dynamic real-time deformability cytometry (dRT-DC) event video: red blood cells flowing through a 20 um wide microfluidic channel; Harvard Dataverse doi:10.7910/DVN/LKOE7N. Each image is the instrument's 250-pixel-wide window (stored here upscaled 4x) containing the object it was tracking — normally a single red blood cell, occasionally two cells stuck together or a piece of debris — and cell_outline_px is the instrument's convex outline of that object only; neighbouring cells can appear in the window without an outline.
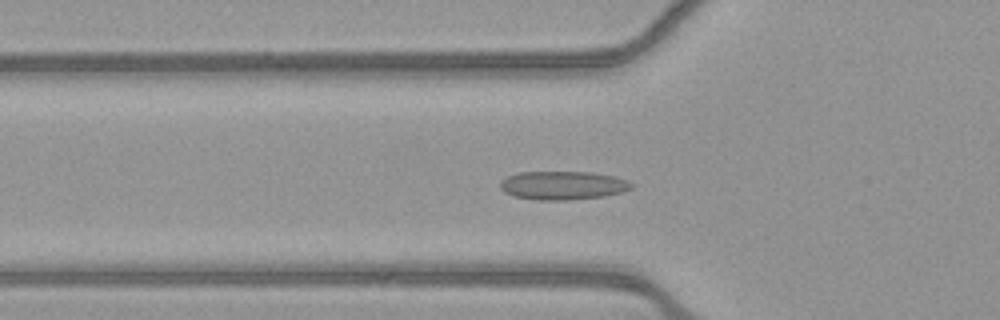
{"species": "common noctule bat (a hibernating species)", "species_latin": "Nyctalus noctula", "temperature_condition": "warm", "stored_images_in_passage": 52, "camera_frame_rate_fps": 3000, "um_per_image_px": 0.085, "animal": {"sex": "female", "body_mass_g": 21.9}, "frame": {"image": 1, "passage_image": 16, "time_ms": 5.0, "image_size_px": [1000, 320], "cell_outline_px": [[632, 188], [624, 192], [604, 196], [568, 200], [536, 200], [512, 196], [504, 192], [500, 188], [500, 180], [508, 176], [520, 172], [592, 172], [612, 176], [628, 180], [632, 184]], "centroid_in_image_um": [47.82, 15.76], "position_along_channel_um": 78.0, "area_um2": 21.96}}
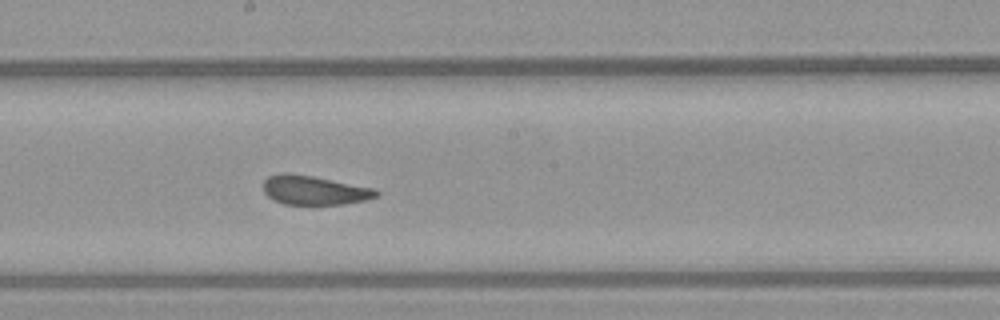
{"frame": {"image": 2, "passage_image": 27, "time_ms": 8.667, "image_size_px": [1000, 320], "cell_outline_px": [[380, 196], [364, 200], [344, 204], [284, 204], [268, 196], [264, 192], [264, 180], [268, 176], [280, 172], [288, 172], [312, 176], [376, 188], [380, 192]], "centroid_in_image_um": [26.74, 16.15], "position_along_channel_um": 221.5, "area_um2": 19.25}}
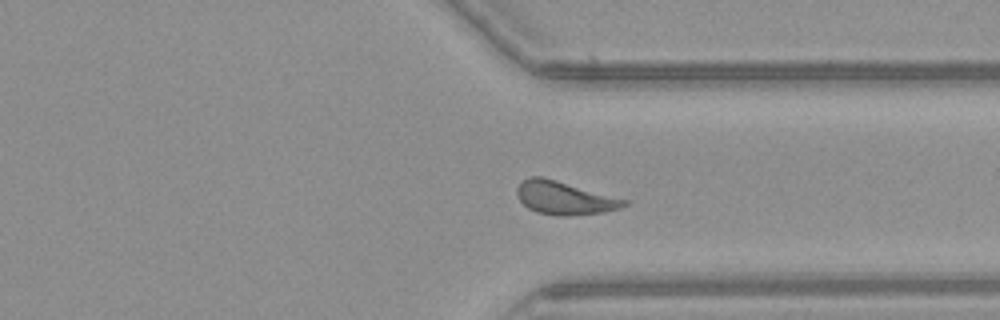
{"frame": {"image": 3, "passage_image": 38, "time_ms": 12.333, "image_size_px": [1000, 320], "cell_outline_px": [[628, 204], [620, 208], [604, 212], [568, 216], [556, 216], [536, 212], [528, 208], [520, 200], [516, 192], [516, 188], [520, 180], [528, 176], [544, 176], [628, 200]], "centroid_in_image_um": [47.94, 16.81], "position_along_channel_um": 363.5, "area_um2": 21.04}, "authors_computed_cell_mechanics": {"area_um2": 20.23, "velocity_mm_per_s": 3.8792, "shape_relaxation_time_tau1_ms": null, "shape_relaxation_time_tau2_ms": 0.7727, "deformation_change_tau1": null, "deformation_change_tau2": 0.0734}}